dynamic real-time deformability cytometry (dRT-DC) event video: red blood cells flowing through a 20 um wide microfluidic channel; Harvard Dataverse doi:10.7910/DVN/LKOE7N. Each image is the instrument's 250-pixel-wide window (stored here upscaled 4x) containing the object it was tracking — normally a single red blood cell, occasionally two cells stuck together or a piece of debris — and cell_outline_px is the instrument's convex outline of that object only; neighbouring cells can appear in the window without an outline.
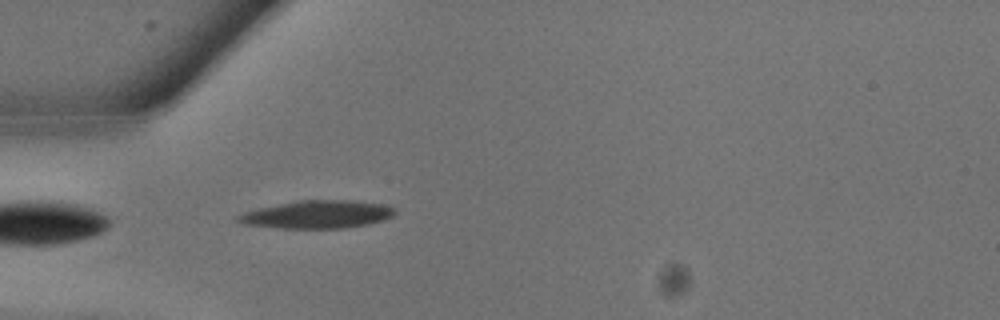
{"species": "common noctule bat (a hibernating species)", "species_latin": "Nyctalus noctula", "temperature_condition": "warm", "stored_images_in_passage": 3, "camera_frame_rate_fps": 3000, "um_per_image_px": 0.085, "animal": {"sex": "male", "body_mass_g": 13.3}, "frame": {"image": 1, "passage_image": 3, "time_ms": 0.667, "image_size_px": [1000, 320], "cell_outline_px": [[396, 212], [392, 216], [384, 220], [368, 224], [344, 228], [276, 228], [240, 224], [236, 220], [236, 216], [244, 212], [260, 208], [300, 200], [344, 200], [380, 204], [396, 208]], "centroid_in_image_um": [26.94, 18.24], "position_along_channel_um": 58.1, "area_um2": 25.32}}